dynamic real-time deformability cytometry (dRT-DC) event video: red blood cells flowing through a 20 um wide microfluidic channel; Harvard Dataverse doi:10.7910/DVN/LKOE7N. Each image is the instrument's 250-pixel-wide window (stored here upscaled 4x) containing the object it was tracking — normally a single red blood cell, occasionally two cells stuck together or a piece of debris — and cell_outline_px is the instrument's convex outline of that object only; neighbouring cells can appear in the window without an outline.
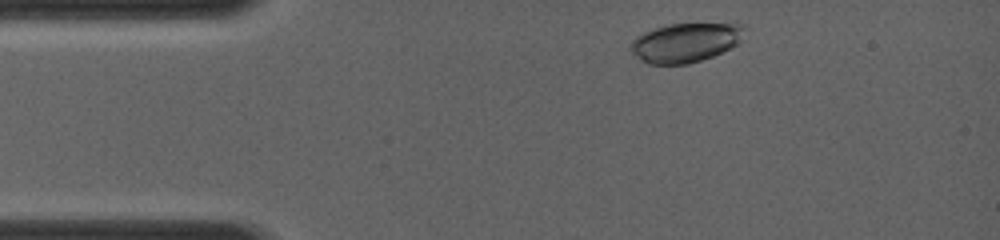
{"species": "common noctule bat (a hibernating species)", "species_latin": "Nyctalus noctula", "temperature_condition": "room temperature", "stored_images_in_passage": 26, "camera_frame_rate_fps": 4000, "um_per_image_px": 0.085, "animal": {"sex": "female", "body_mass_g": 19.0, "forearm_length_mm": 56.7}, "frame": {"image": 1, "passage_image": 2, "time_ms": 0.5, "image_size_px": [1000, 240], "cell_outline_px": [[748, 28], [740, 40], [736, 44], [712, 56], [688, 64], [648, 64], [632, 52], [628, 48], [632, 40], [636, 36], [644, 32], [668, 24], [744, 24]], "centroid_in_image_um": [58.25, 3.61], "position_along_channel_um": 26.7, "area_um2": 25.78}}
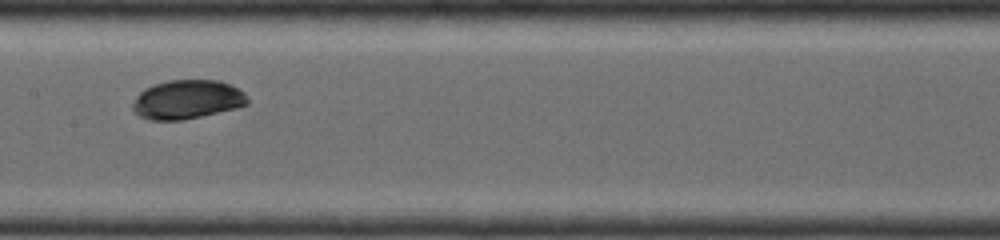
{"frame": {"image": 2, "passage_image": 15, "time_ms": 5.25, "image_size_px": [1000, 240], "cell_outline_px": [[248, 104], [236, 108], [184, 120], [148, 120], [140, 116], [132, 108], [132, 104], [136, 96], [144, 88], [152, 84], [168, 80], [220, 80], [232, 84], [240, 88], [244, 92], [248, 100]], "centroid_in_image_um": [15.92, 8.45], "position_along_channel_um": 191.5, "area_um2": 26.36}}
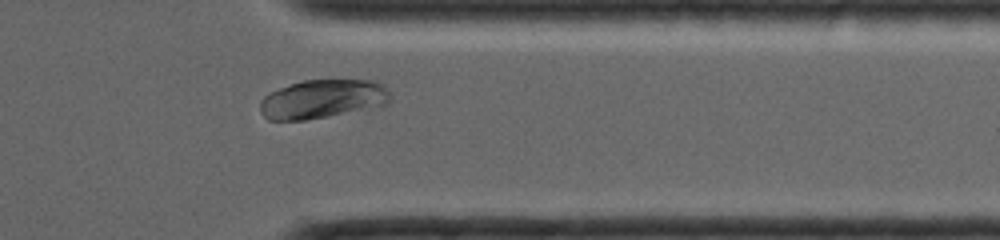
{"frame": {"image": 3, "passage_image": 24, "time_ms": 9.5, "image_size_px": [1000, 240], "cell_outline_px": [[392, 96], [388, 104], [304, 120], [268, 120], [260, 112], [260, 100], [264, 96], [280, 88], [304, 80], [376, 80], [384, 84], [388, 88]], "centroid_in_image_um": [27.45, 8.4], "position_along_channel_um": 384.0, "area_um2": 29.25}}